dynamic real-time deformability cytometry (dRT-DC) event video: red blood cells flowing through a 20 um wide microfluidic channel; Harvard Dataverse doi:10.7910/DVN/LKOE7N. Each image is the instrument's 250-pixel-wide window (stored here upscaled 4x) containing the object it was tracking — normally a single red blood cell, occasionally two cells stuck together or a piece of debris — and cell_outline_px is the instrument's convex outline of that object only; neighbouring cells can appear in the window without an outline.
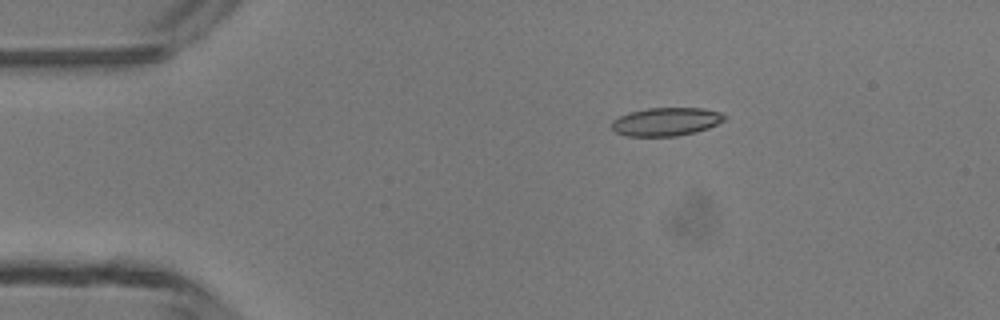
{"species": "common noctule bat (a hibernating species)", "species_latin": "Nyctalus noctula", "temperature_condition": "room temperature", "stored_images_in_passage": 4, "camera_frame_rate_fps": 3000, "um_per_image_px": 0.085, "animal": {"sex": "male", "body_mass_g": 13.3}, "frame": {"image": 1, "passage_image": 1, "time_ms": 0.0, "image_size_px": [1000, 320], "cell_outline_px": [[728, 116], [724, 120], [708, 128], [696, 132], [676, 136], [628, 136], [616, 132], [612, 128], [612, 120], [628, 112], [648, 108], [704, 108], [720, 112]], "centroid_in_image_um": [56.63, 10.34], "position_along_channel_um": 28.4, "area_um2": 18.61}}
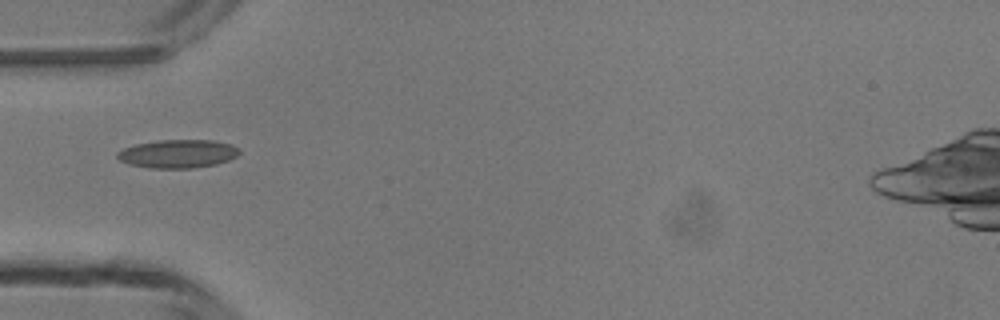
{"frame": {"image": 2, "passage_image": 3, "time_ms": 2.333, "image_size_px": [1000, 320], "cell_outline_px": [[240, 152], [236, 156], [228, 160], [216, 164], [192, 168], [152, 168], [128, 164], [120, 160], [116, 156], [116, 152], [124, 148], [136, 144], [160, 140], [212, 140], [232, 144], [240, 148]], "centroid_in_image_um": [15.12, 13.06], "position_along_channel_um": 69.9, "area_um2": 20.17}}
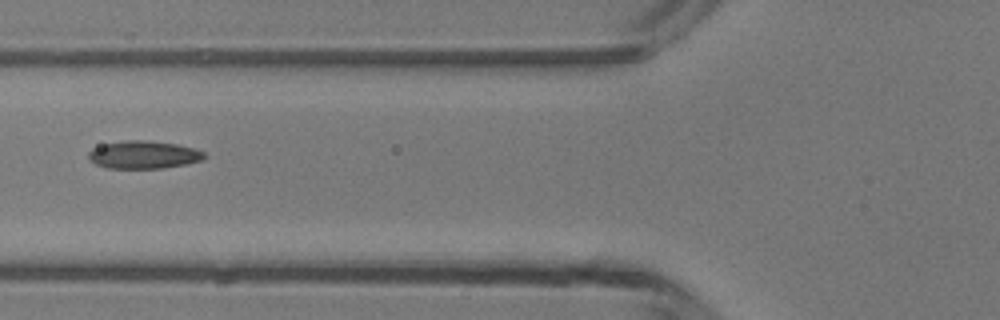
{"frame": {"image": 3, "passage_image": 4, "time_ms": 3.333, "image_size_px": [1000, 320], "cell_outline_px": [[204, 160], [184, 164], [160, 168], [108, 168], [96, 164], [88, 156], [88, 152], [92, 148], [104, 144], [124, 140], [148, 140], [180, 144], [196, 148], [204, 152]], "centroid_in_image_um": [12.23, 13.14], "position_along_channel_um": 113.6, "area_um2": 18.79}}